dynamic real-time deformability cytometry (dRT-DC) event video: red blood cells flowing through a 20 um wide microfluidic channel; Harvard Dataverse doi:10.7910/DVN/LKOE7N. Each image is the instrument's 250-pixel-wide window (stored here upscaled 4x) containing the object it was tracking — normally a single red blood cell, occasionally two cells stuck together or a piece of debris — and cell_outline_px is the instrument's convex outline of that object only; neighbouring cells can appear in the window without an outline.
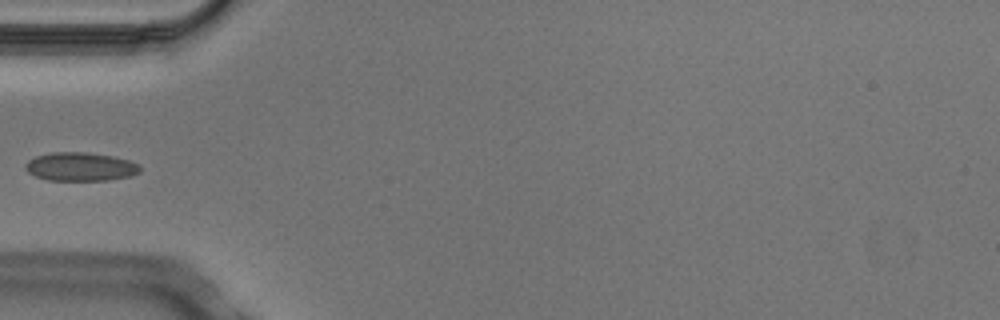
{"species": "Egyptian fruit bat (a non-hibernating species)", "species_latin": "Rousettus aegyptiacus", "temperature_condition": "cold", "stored_images_in_passage": 5, "camera_frame_rate_fps": 3000, "um_per_image_px": 0.085, "animal": {"sex": "male"}, "frame": {"image": 1, "passage_image": 5, "time_ms": 1.333, "image_size_px": [1000, 320], "cell_outline_px": [[140, 172], [128, 176], [108, 180], [48, 180], [36, 176], [28, 172], [24, 168], [24, 164], [28, 160], [36, 156], [52, 152], [84, 152], [112, 156], [128, 160], [136, 164], [140, 168]], "centroid_in_image_um": [6.78, 14.16], "position_along_channel_um": 78.2, "area_um2": 18.9}}